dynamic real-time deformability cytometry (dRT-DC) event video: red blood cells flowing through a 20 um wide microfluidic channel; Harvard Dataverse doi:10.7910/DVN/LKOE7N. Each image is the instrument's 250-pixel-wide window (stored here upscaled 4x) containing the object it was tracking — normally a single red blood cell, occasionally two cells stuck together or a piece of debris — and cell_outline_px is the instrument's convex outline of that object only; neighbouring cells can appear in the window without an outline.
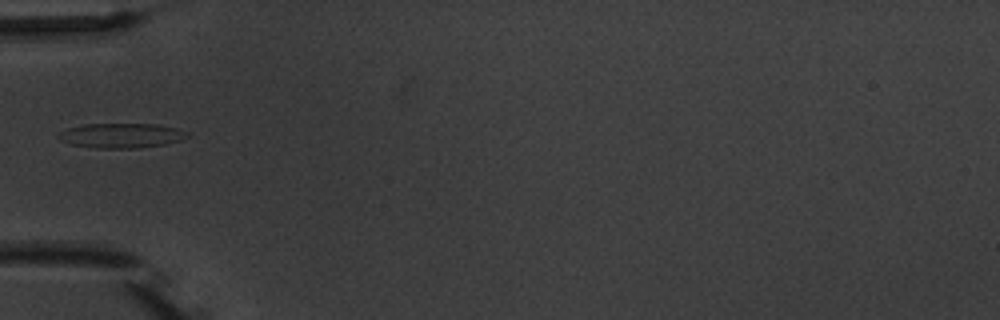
{"species": "common noctule bat (a hibernating species)", "species_latin": "Nyctalus noctula", "temperature_condition": "warm", "stored_images_in_passage": 6, "camera_frame_rate_fps": 3000, "um_per_image_px": 0.085, "animal": {"sex": "male", "body_mass_g": 20.1, "forearm_length_mm": 53.5}, "frame": {"image": 1, "passage_image": 5, "time_ms": 4.667, "image_size_px": [1000, 320], "cell_outline_px": [[192, 136], [180, 140], [164, 144], [136, 148], [96, 148], [72, 144], [60, 140], [56, 136], [60, 132], [68, 128], [84, 124], [156, 124], [180, 128], [188, 132]], "centroid_in_image_um": [10.36, 11.51], "position_along_channel_um": 74.6, "area_um2": 18.61}}